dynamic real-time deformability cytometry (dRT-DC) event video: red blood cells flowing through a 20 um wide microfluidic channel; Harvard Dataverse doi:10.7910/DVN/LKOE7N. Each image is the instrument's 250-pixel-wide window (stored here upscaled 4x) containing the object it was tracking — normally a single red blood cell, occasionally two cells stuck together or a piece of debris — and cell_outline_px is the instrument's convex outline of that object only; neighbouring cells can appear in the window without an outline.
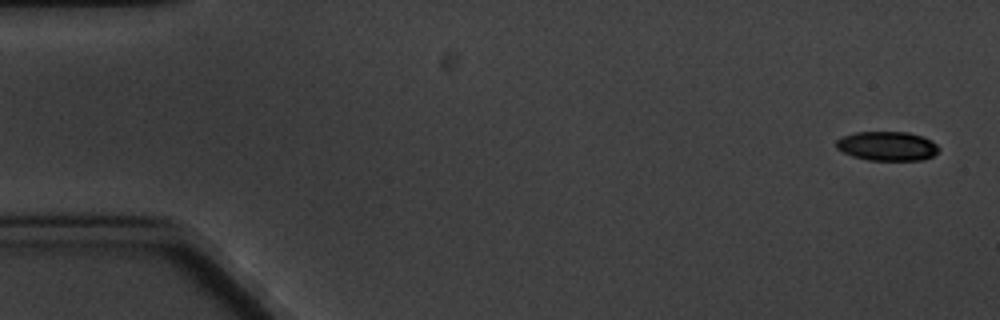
{"species": "common noctule bat (a hibernating species)", "species_latin": "Nyctalus noctula", "temperature_condition": "cold", "stored_images_in_passage": 7, "camera_frame_rate_fps": 3000, "um_per_image_px": 0.085, "animal": {"sex": "male", "body_mass_g": 20.1, "forearm_length_mm": 53.5}, "frame": {"image": 1, "passage_image": 1, "time_ms": 0.0, "image_size_px": [1000, 320], "cell_outline_px": [[940, 148], [932, 156], [924, 160], [868, 160], [852, 156], [836, 148], [836, 140], [844, 136], [856, 132], [908, 132], [924, 136], [932, 140]], "centroid_in_image_um": [75.44, 12.41], "position_along_channel_um": 9.6, "area_um2": 17.51}}
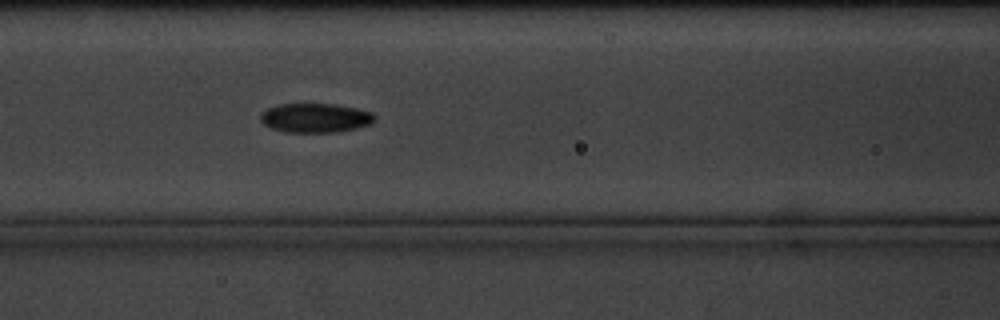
{"frame": {"image": 2, "passage_image": 7, "time_ms": 7.667, "image_size_px": [1000, 320], "cell_outline_px": [[376, 120], [372, 124], [356, 128], [336, 132], [284, 132], [272, 128], [264, 124], [260, 120], [260, 116], [268, 108], [280, 104], [332, 104], [356, 108], [372, 112], [376, 116]], "centroid_in_image_um": [26.84, 10.02], "position_along_channel_um": 139.8, "area_um2": 19.42}}